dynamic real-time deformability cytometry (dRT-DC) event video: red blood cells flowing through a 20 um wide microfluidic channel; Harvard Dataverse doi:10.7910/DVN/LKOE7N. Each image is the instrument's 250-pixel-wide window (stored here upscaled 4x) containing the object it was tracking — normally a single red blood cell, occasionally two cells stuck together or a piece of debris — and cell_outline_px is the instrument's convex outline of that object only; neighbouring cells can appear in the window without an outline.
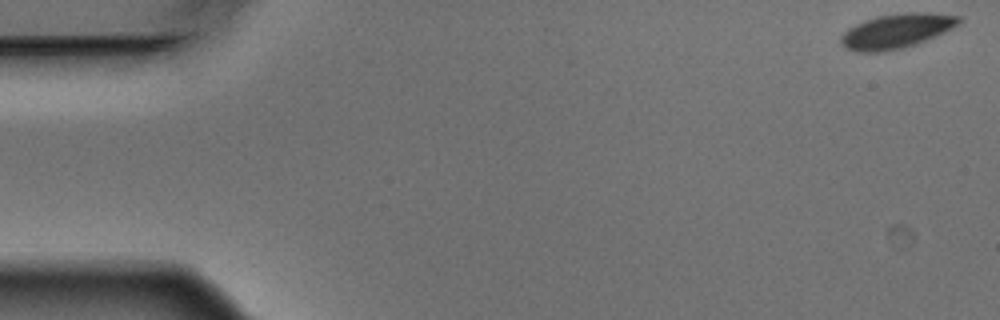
{"species": "Egyptian fruit bat (a non-hibernating species)", "species_latin": "Rousettus aegyptiacus", "temperature_condition": "warm", "stored_images_in_passage": 6, "camera_frame_rate_fps": 3000, "um_per_image_px": 0.085, "animal": {"sex": "male"}, "frame": {"image": 1, "passage_image": 1, "time_ms": 0.0, "image_size_px": [1000, 320], "cell_outline_px": [[960, 20], [956, 24], [944, 32], [924, 40], [900, 48], [884, 52], [860, 52], [848, 48], [840, 40], [840, 36], [848, 28], [864, 20], [876, 16], [908, 12], [928, 12], [960, 16]], "centroid_in_image_um": [76.16, 2.62], "position_along_channel_um": 8.8, "area_um2": 23.18}}